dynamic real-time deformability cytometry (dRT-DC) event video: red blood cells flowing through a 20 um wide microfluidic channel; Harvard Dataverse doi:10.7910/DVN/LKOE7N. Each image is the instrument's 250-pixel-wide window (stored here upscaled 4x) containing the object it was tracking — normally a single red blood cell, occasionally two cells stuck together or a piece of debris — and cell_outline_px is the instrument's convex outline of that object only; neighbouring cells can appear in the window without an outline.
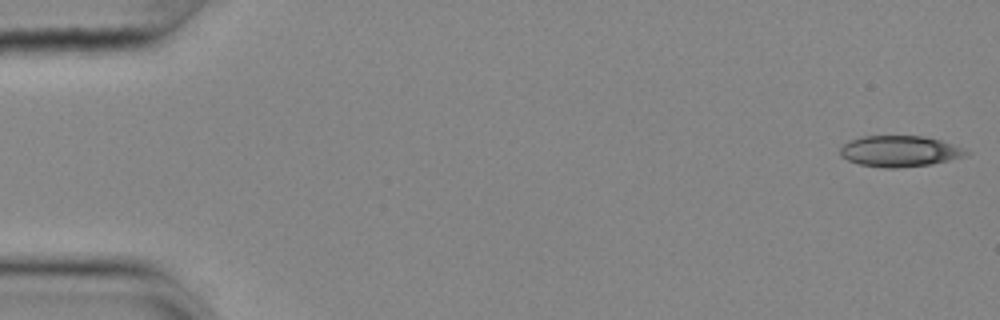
{"species": "common noctule bat (a hibernating species)", "species_latin": "Nyctalus noctula", "temperature_condition": "cold", "stored_images_in_passage": 56, "camera_frame_rate_fps": 3000, "um_per_image_px": 0.085, "animal": {"sex": "female", "body_mass_g": 25.1}, "frame": {"image": 1, "passage_image": 1, "time_ms": 0.0, "image_size_px": [1000, 320], "cell_outline_px": [[972, 152], [968, 156], [932, 164], [896, 168], [884, 168], [860, 164], [848, 160], [840, 156], [840, 148], [844, 144], [852, 140], [864, 136], [924, 136], [940, 140], [952, 144]], "centroid_in_image_um": [76.51, 12.86], "position_along_channel_um": 8.5, "area_um2": 22.77}}
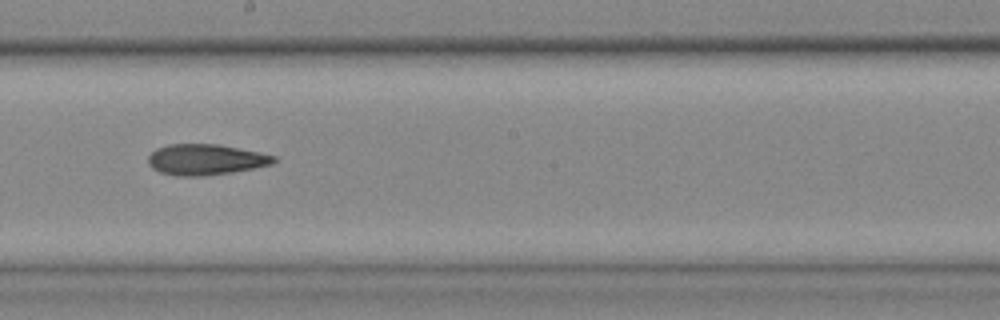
{"frame": {"image": 2, "passage_image": 31, "time_ms": 10.0, "image_size_px": [1000, 320], "cell_outline_px": [[276, 160], [272, 164], [232, 172], [204, 176], [176, 176], [160, 172], [152, 168], [148, 164], [148, 156], [156, 148], [168, 144], [216, 144], [260, 152], [276, 156]], "centroid_in_image_um": [17.45, 13.56], "position_along_channel_um": 230.8, "area_um2": 22.54}}
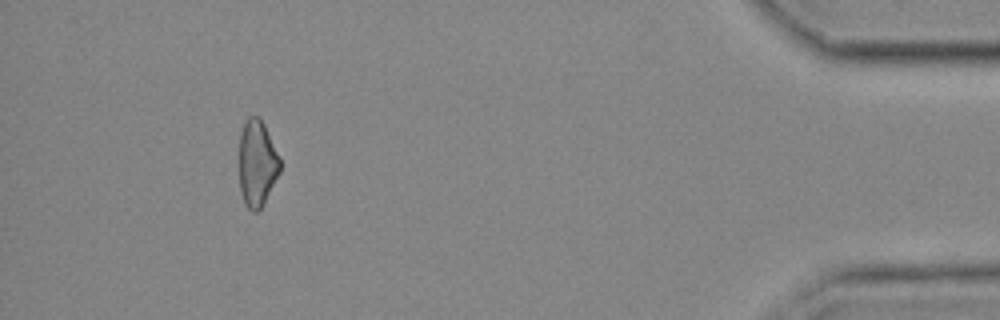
{"frame": {"image": 3, "passage_image": 51, "time_ms": 16.667, "image_size_px": [1000, 320], "cell_outline_px": [[280, 172], [264, 204], [256, 212], [252, 212], [244, 204], [240, 192], [240, 136], [244, 120], [248, 116], [260, 116], [280, 156]], "centroid_in_image_um": [21.86, 13.88], "position_along_channel_um": 413.3, "area_um2": 20.81}}